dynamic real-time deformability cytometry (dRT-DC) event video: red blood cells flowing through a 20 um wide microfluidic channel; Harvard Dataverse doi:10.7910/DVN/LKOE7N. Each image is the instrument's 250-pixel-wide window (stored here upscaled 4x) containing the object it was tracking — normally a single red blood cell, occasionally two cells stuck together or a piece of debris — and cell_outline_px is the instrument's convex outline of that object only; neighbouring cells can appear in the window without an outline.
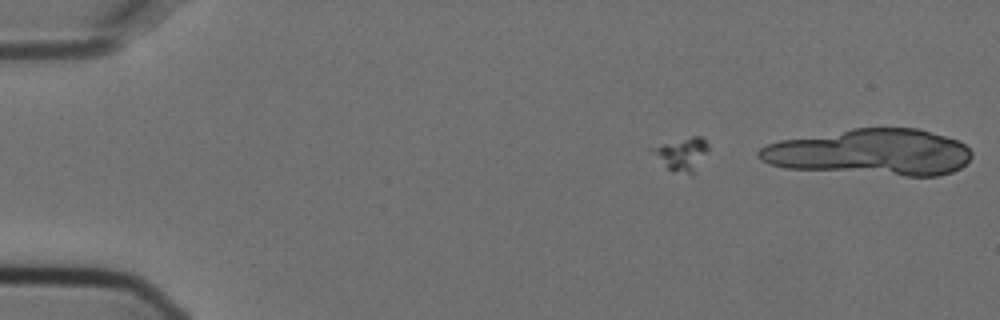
{"species": "Egyptian fruit bat (a non-hibernating species)", "species_latin": "Rousettus aegyptiacus", "temperature_condition": "cold", "stored_images_in_passage": 6, "camera_frame_rate_fps": 3000, "um_per_image_px": 0.085, "animal": {"sex": "female"}, "frame": {"image": 1, "passage_image": 3, "time_ms": 0.667, "image_size_px": [1000, 320], "cell_outline_px": [[708, 152], [692, 176], [668, 168], [648, 148], [692, 136], [700, 136], [708, 144]], "centroid_in_image_um": [58.01, 13.1], "position_along_channel_um": 27.0, "area_um2": 10.52}}